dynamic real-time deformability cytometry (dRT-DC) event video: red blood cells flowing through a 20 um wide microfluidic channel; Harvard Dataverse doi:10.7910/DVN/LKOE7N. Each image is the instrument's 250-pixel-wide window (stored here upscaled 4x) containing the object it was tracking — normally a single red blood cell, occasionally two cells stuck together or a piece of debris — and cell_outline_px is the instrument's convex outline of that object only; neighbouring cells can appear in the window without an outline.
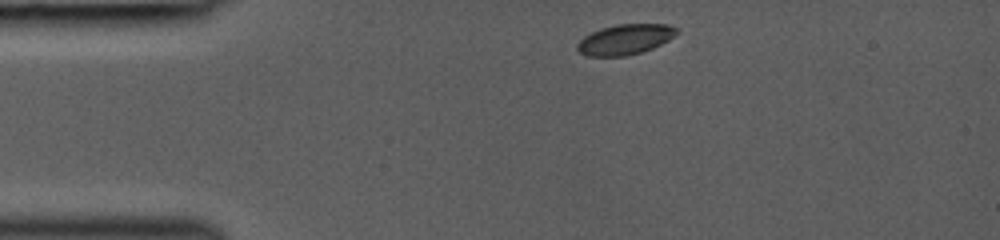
{"species": "common noctule bat (a hibernating species)", "species_latin": "Nyctalus noctula", "temperature_condition": "room temperature", "stored_images_in_passage": 33, "camera_frame_rate_fps": 3000, "um_per_image_px": 0.085, "animal": {"sex": "female", "body_mass_g": 19.0, "forearm_length_mm": 53.3}, "frame": {"image": 1, "passage_image": 1, "time_ms": 0.0, "image_size_px": [1000, 240], "cell_outline_px": [[680, 32], [668, 40], [652, 48], [628, 56], [584, 56], [576, 48], [576, 44], [584, 36], [600, 28], [616, 24], [668, 24], [676, 28]], "centroid_in_image_um": [53.11, 3.35], "position_along_channel_um": 31.9, "area_um2": 17.63}}
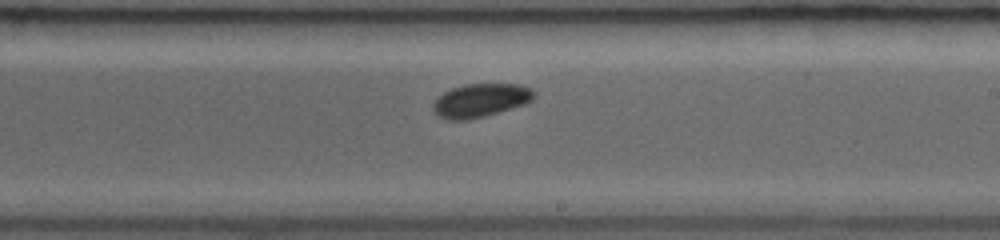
{"frame": {"image": 2, "passage_image": 19, "time_ms": 6.0, "image_size_px": [1000, 240], "cell_outline_px": [[536, 96], [532, 100], [524, 104], [484, 116], [468, 120], [444, 120], [436, 116], [432, 108], [432, 104], [444, 92], [452, 88], [464, 84], [520, 84], [536, 92]], "centroid_in_image_um": [40.81, 8.54], "position_along_channel_um": 248.2, "area_um2": 19.71}}
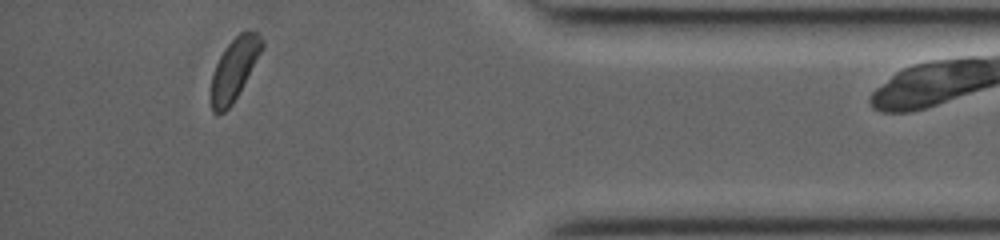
{"frame": {"image": 3, "passage_image": 32, "time_ms": 10.333, "image_size_px": [1000, 240], "cell_outline_px": [[264, 48], [232, 104], [224, 112], [216, 116], [212, 112], [212, 76], [216, 64], [224, 48], [240, 32], [256, 32], [264, 40]], "centroid_in_image_um": [19.93, 5.87], "position_along_channel_um": 415.3, "area_um2": 18.03}}